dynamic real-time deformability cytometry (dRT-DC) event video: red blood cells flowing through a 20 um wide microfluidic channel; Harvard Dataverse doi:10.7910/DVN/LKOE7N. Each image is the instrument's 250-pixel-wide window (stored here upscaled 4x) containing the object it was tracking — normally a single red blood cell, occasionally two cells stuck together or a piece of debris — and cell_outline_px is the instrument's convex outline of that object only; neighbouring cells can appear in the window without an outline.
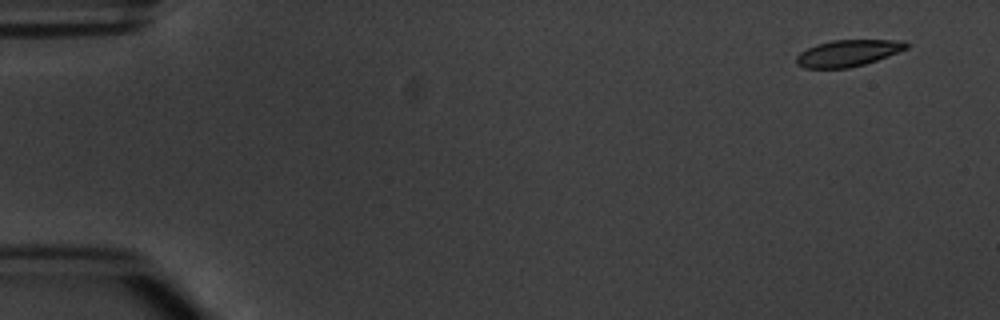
{"species": "common noctule bat (a hibernating species)", "species_latin": "Nyctalus noctula", "temperature_condition": "warm", "stored_images_in_passage": 6, "camera_frame_rate_fps": 3000, "um_per_image_px": 0.085, "animal": {"sex": "male", "body_mass_g": 20.1, "forearm_length_mm": 53.5}, "frame": {"image": 1, "passage_image": 1, "time_ms": 0.0, "image_size_px": [1000, 320], "cell_outline_px": [[908, 48], [888, 56], [864, 64], [848, 68], [804, 68], [796, 64], [796, 56], [800, 52], [816, 44], [832, 40], [904, 40], [908, 44]], "centroid_in_image_um": [72.06, 4.51], "position_along_channel_um": 12.9, "area_um2": 16.99}}
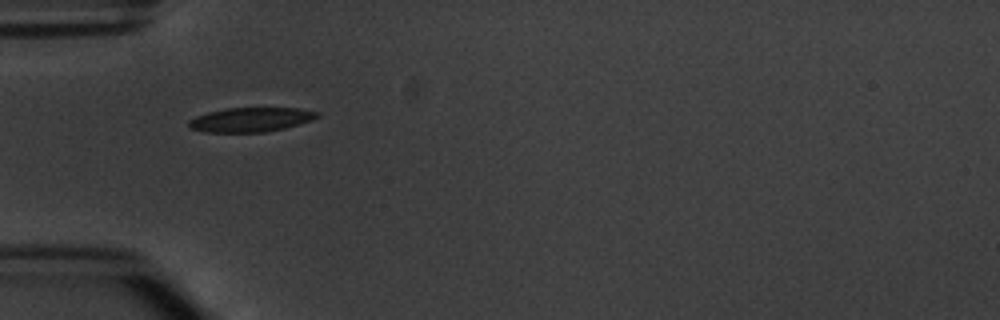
{"frame": {"image": 2, "passage_image": 5, "time_ms": 4.667, "image_size_px": [1000, 320], "cell_outline_px": [[320, 116], [312, 120], [300, 124], [268, 132], [204, 132], [192, 128], [188, 124], [188, 120], [196, 116], [208, 112], [228, 108], [300, 108], [320, 112]], "centroid_in_image_um": [21.36, 10.17], "position_along_channel_um": 63.6, "area_um2": 18.26}}